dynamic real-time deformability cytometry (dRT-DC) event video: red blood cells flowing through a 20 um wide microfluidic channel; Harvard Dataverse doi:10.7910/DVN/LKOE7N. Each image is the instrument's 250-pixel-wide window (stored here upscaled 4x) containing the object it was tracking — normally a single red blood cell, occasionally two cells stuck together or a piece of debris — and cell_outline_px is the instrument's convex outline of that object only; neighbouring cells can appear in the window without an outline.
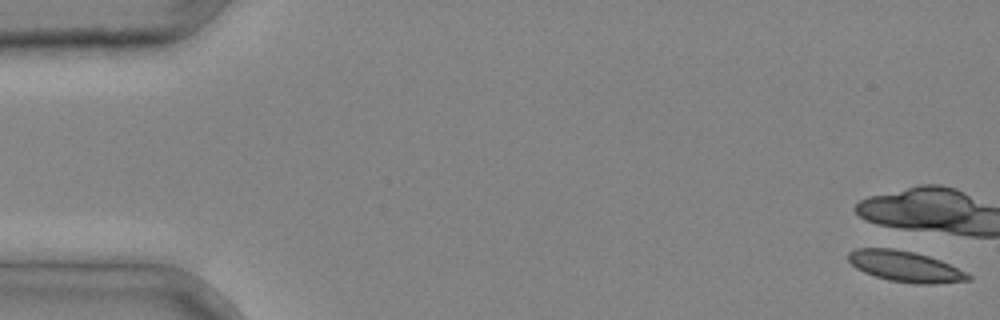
{"species": "common noctule bat (a hibernating species)", "species_latin": "Nyctalus noctula", "temperature_condition": "cold", "stored_images_in_passage": 5, "camera_frame_rate_fps": 3000, "um_per_image_px": 0.085, "animal": {"sex": "male", "body_mass_g": 20.4}, "frame": {"image": 1, "passage_image": 1, "time_ms": 0.0, "image_size_px": [1000, 320], "cell_outline_px": [[972, 280], [932, 284], [916, 284], [888, 280], [864, 272], [856, 268], [848, 260], [848, 252], [856, 248], [892, 248], [912, 252], [928, 256], [940, 260], [972, 276]], "centroid_in_image_um": [76.92, 22.65], "position_along_channel_um": 8.1, "area_um2": 21.33}}